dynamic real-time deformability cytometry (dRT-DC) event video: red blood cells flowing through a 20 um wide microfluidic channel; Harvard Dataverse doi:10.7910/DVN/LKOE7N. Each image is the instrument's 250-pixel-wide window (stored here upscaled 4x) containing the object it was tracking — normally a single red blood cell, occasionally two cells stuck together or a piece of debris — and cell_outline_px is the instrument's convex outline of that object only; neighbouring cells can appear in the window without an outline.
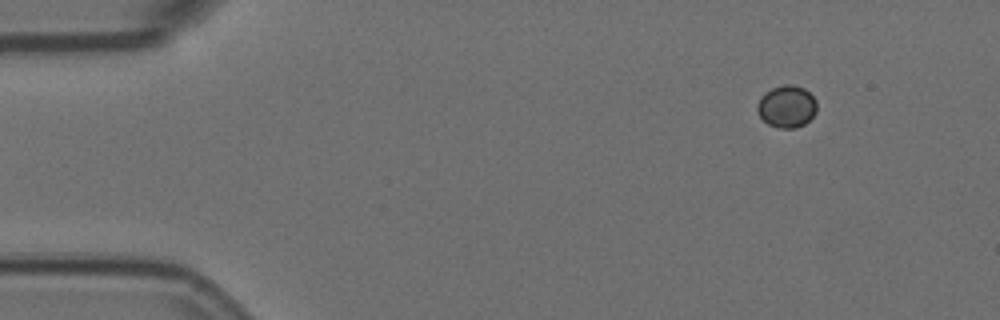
{"species": "Egyptian fruit bat (a non-hibernating species)", "species_latin": "Rousettus aegyptiacus", "temperature_condition": "room temperature", "stored_images_in_passage": 2, "camera_frame_rate_fps": 3000, "um_per_image_px": 0.085, "animal": {"sex": "female"}, "frame": {"image": 1, "passage_image": 2, "time_ms": 0.333, "image_size_px": [1000, 320], "cell_outline_px": [[816, 112], [804, 124], [796, 128], [780, 128], [768, 124], [760, 116], [756, 108], [756, 104], [760, 96], [764, 92], [772, 88], [784, 84], [792, 84], [804, 88], [816, 100]], "centroid_in_image_um": [66.85, 9.04], "position_along_channel_um": 18.2, "area_um2": 14.68}}